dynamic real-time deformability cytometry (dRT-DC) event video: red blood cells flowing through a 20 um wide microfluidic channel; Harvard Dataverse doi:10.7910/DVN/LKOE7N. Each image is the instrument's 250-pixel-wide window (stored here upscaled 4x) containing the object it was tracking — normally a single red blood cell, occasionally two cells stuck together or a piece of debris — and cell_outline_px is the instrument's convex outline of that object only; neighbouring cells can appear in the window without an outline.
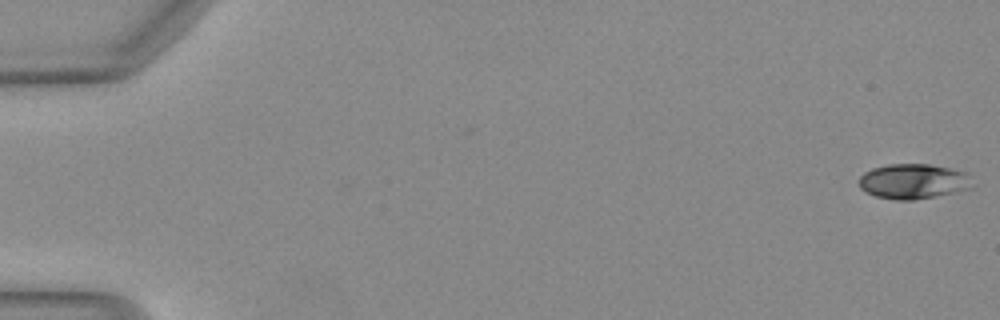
{"species": "Egyptian fruit bat (a non-hibernating species)", "species_latin": "Rousettus aegyptiacus", "temperature_condition": "warm", "stored_images_in_passage": 51, "camera_frame_rate_fps": 3000, "um_per_image_px": 0.085, "animal": {"sex": "female"}, "frame": {"image": 1, "passage_image": 1, "time_ms": 0.0, "image_size_px": [1000, 320], "cell_outline_px": [[972, 188], [912, 200], [896, 200], [876, 196], [864, 192], [860, 188], [860, 176], [864, 172], [872, 168], [888, 164], [928, 164], [968, 172]], "centroid_in_image_um": [77.59, 15.4], "position_along_channel_um": 7.4, "area_um2": 22.95}}
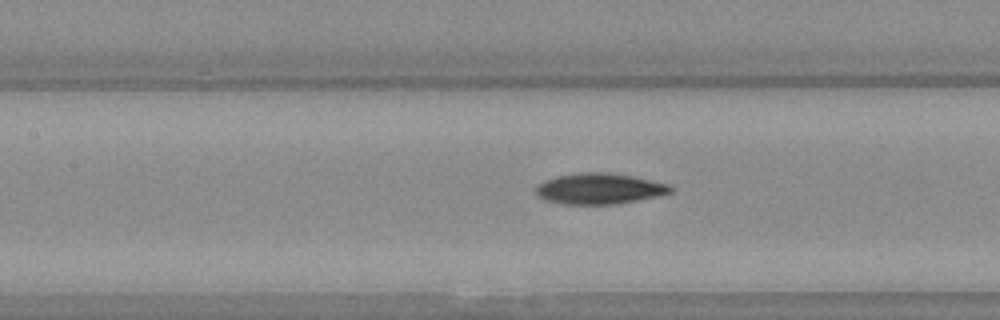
{"frame": {"image": 2, "passage_image": 24, "time_ms": 7.667, "image_size_px": [1000, 320], "cell_outline_px": [[672, 192], [656, 196], [616, 204], [564, 204], [544, 200], [536, 192], [536, 184], [544, 180], [556, 176], [580, 172], [608, 172], [632, 176], [668, 184], [672, 188]], "centroid_in_image_um": [50.9, 16.03], "position_along_channel_um": 156.5, "area_um2": 24.1}}
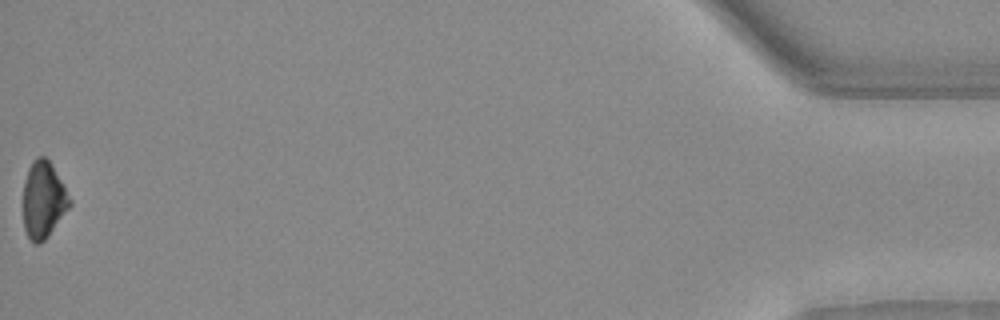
{"frame": {"image": 3, "passage_image": 51, "time_ms": 16.667, "image_size_px": [1000, 320], "cell_outline_px": [[72, 204], [48, 236], [40, 244], [36, 244], [28, 236], [24, 228], [24, 184], [28, 168], [32, 160], [36, 156], [44, 156], [52, 164], [64, 184], [72, 200]], "centroid_in_image_um": [3.71, 16.96], "position_along_channel_um": 431.5, "area_um2": 20.81}, "authors_computed_cell_mechanics": {"area_um2": 22.9466, "velocity_mm_per_s": 4.1047, "shape_relaxation_time_tau1_ms": 4.6547, "shape_relaxation_time_tau2_ms": null, "deformation_change_tau1": 0.148, "deformation_change_tau2": null}}